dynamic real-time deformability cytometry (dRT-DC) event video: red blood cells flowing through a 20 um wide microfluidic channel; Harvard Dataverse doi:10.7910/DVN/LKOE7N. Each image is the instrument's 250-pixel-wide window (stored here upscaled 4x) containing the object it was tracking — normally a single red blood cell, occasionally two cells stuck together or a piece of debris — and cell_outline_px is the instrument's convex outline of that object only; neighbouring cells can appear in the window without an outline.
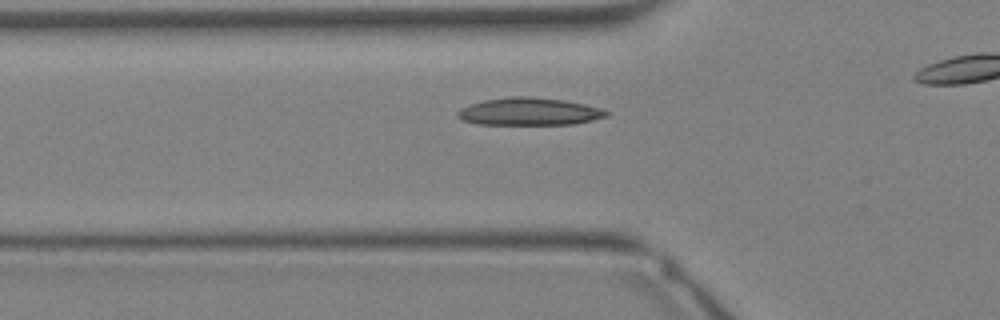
{"species": "Egyptian fruit bat (a non-hibernating species)", "species_latin": "Rousettus aegyptiacus", "temperature_condition": "warm", "stored_images_in_passage": 12, "camera_frame_rate_fps": 3000, "um_per_image_px": 0.085, "animal": {"sex": "female"}, "frame": {"image": 1, "passage_image": 6, "time_ms": 1.667, "image_size_px": [1000, 320], "cell_outline_px": [[608, 116], [592, 120], [572, 124], [476, 124], [464, 120], [456, 116], [456, 112], [460, 108], [468, 104], [484, 100], [512, 96], [532, 96], [564, 100], [584, 104], [600, 108], [608, 112]], "centroid_in_image_um": [44.94, 9.47], "position_along_channel_um": 80.9, "area_um2": 23.87}}
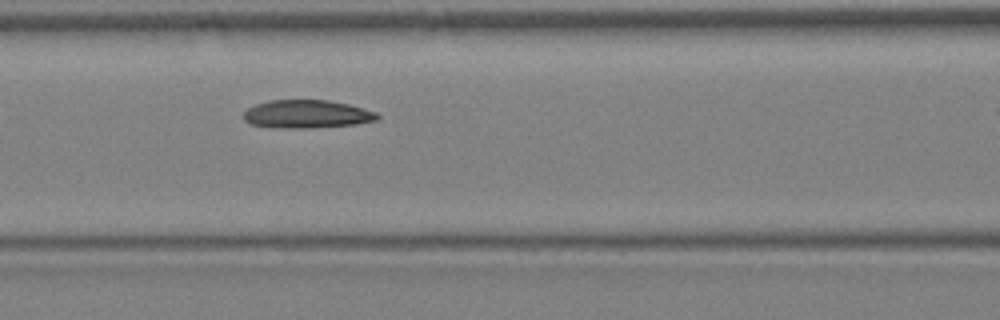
{"frame": {"image": 2, "passage_image": 9, "time_ms": 2.667, "image_size_px": [1000, 320], "cell_outline_px": [[380, 120], [356, 124], [312, 128], [272, 128], [248, 124], [244, 120], [244, 112], [248, 108], [256, 104], [268, 100], [328, 100], [348, 104], [364, 108], [376, 112], [380, 116]], "centroid_in_image_um": [26.08, 9.71], "position_along_channel_um": 140.5, "area_um2": 22.25}}